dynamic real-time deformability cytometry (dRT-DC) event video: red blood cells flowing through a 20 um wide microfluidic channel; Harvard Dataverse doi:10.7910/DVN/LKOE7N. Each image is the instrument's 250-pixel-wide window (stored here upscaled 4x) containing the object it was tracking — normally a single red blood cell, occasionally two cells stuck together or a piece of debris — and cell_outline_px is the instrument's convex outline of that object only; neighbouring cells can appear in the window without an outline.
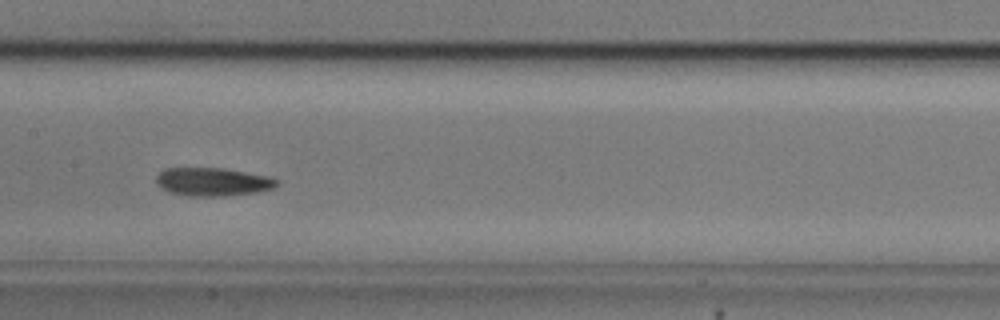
{"species": "common noctule bat (a hibernating species)", "species_latin": "Nyctalus noctula", "temperature_condition": "cold", "stored_images_in_passage": 31, "camera_frame_rate_fps": 3000, "um_per_image_px": 0.085, "animal": {"sex": "male", "body_mass_g": 20.5, "forearm_length_mm": 52.5}, "frame": {"image": 1, "passage_image": 14, "time_ms": 4.333, "image_size_px": [1000, 320], "cell_outline_px": [[280, 184], [276, 188], [256, 192], [224, 196], [188, 196], [168, 192], [156, 180], [156, 176], [164, 168], [224, 168], [272, 176], [280, 180]], "centroid_in_image_um": [18.18, 15.45], "position_along_channel_um": 189.2, "area_um2": 20.11}, "authors_computed_cell_mechanics": {"area_um2": 19.8832, "velocity_mm_per_s": 3.6893, "shape_relaxation_time_tau1_ms": 2.6616, "shape_relaxation_time_tau2_ms": 3.7236, "deformation_change_tau1": 0.1035, "deformation_change_tau2": 0.1016}}